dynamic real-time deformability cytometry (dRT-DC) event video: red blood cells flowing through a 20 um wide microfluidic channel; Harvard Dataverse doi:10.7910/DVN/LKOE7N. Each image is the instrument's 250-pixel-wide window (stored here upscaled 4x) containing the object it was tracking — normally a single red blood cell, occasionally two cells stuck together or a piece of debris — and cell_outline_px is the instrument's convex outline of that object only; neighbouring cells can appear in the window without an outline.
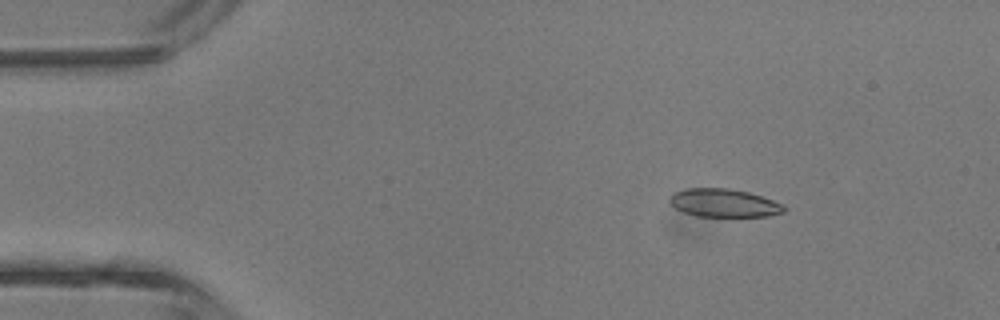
{"species": "common noctule bat (a hibernating species)", "species_latin": "Nyctalus noctula", "temperature_condition": "room temperature", "stored_images_in_passage": 4, "camera_frame_rate_fps": 3000, "um_per_image_px": 0.085, "animal": {"sex": "male", "body_mass_g": 13.3}, "frame": {"image": 1, "passage_image": 1, "time_ms": 0.0, "image_size_px": [1000, 320], "cell_outline_px": [[788, 208], [784, 212], [768, 216], [696, 216], [684, 212], [676, 208], [668, 200], [676, 192], [688, 188], [728, 188], [748, 192], [772, 200]], "centroid_in_image_um": [61.55, 17.25], "position_along_channel_um": 23.5, "area_um2": 18.5}}
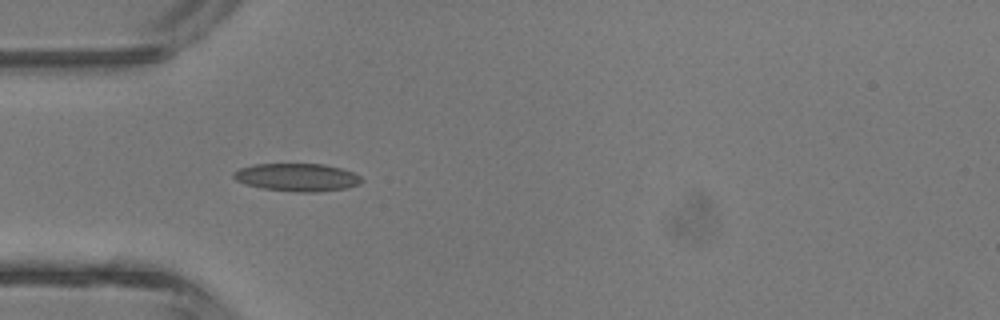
{"frame": {"image": 2, "passage_image": 3, "time_ms": 2.333, "image_size_px": [1000, 320], "cell_outline_px": [[364, 180], [360, 184], [348, 188], [316, 192], [296, 192], [264, 188], [244, 184], [236, 180], [232, 176], [232, 172], [240, 168], [252, 164], [324, 164], [340, 168], [352, 172], [360, 176]], "centroid_in_image_um": [25.25, 15.07], "position_along_channel_um": 59.7, "area_um2": 20.87}}
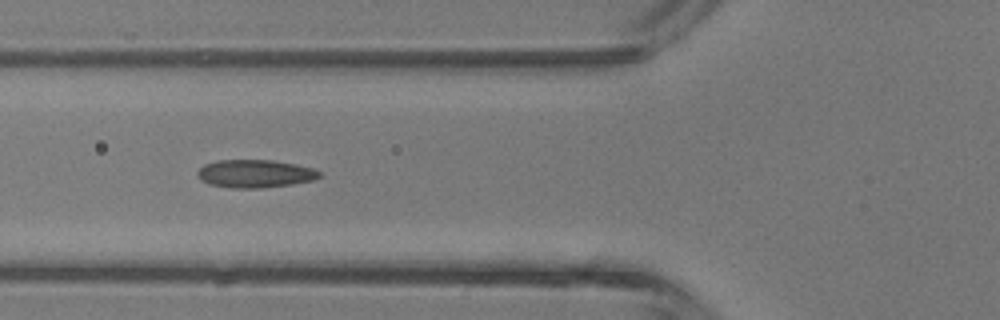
{"frame": {"image": 3, "passage_image": 4, "time_ms": 3.333, "image_size_px": [1000, 320], "cell_outline_px": [[320, 176], [312, 180], [292, 184], [260, 188], [232, 188], [208, 184], [200, 180], [196, 176], [196, 172], [204, 164], [216, 160], [272, 160], [296, 164], [312, 168], [320, 172]], "centroid_in_image_um": [21.62, 14.76], "position_along_channel_um": 104.2, "area_um2": 19.94}}